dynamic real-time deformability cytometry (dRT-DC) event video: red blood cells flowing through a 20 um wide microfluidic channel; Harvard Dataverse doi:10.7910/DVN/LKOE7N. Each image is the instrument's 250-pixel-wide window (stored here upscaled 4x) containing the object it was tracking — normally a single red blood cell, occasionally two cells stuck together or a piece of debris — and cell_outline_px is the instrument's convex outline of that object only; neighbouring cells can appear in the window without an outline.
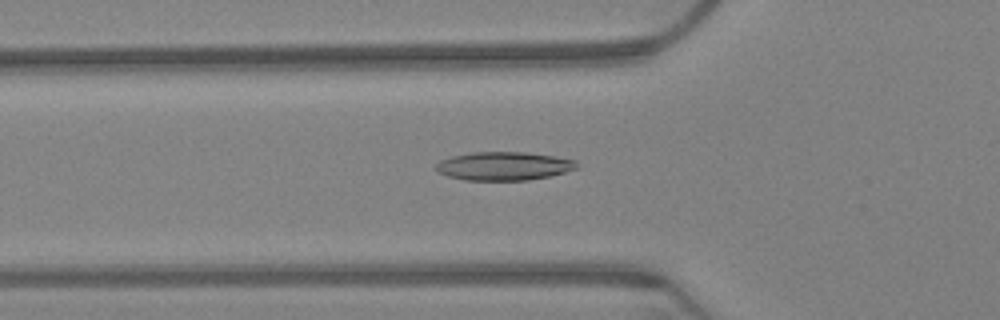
{"species": "Egyptian fruit bat (a non-hibernating species)", "species_latin": "Rousettus aegyptiacus", "temperature_condition": "warm", "stored_images_in_passage": 56, "camera_frame_rate_fps": 3000, "um_per_image_px": 0.085, "animal": {"sex": "female"}, "frame": {"image": 1, "passage_image": 14, "time_ms": 4.333, "image_size_px": [1000, 320], "cell_outline_px": [[576, 168], [564, 172], [548, 176], [528, 180], [464, 180], [448, 176], [436, 172], [436, 164], [440, 160], [452, 156], [472, 152], [524, 152], [552, 156], [576, 160]], "centroid_in_image_um": [42.76, 14.11], "position_along_channel_um": 83.0, "area_um2": 23.18}}
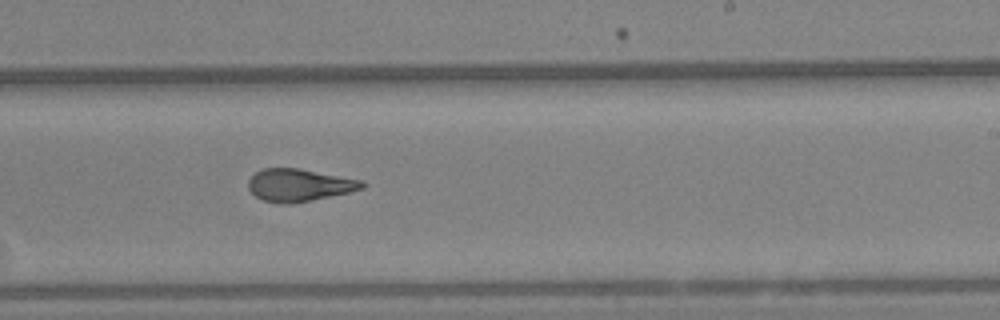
{"frame": {"image": 2, "passage_image": 31, "time_ms": 10.0, "image_size_px": [1000, 320], "cell_outline_px": [[368, 184], [364, 188], [348, 192], [292, 204], [280, 204], [264, 200], [256, 196], [248, 188], [248, 180], [256, 172], [264, 168], [300, 168], [360, 180]], "centroid_in_image_um": [25.42, 15.73], "position_along_channel_um": 263.6, "area_um2": 21.39}}
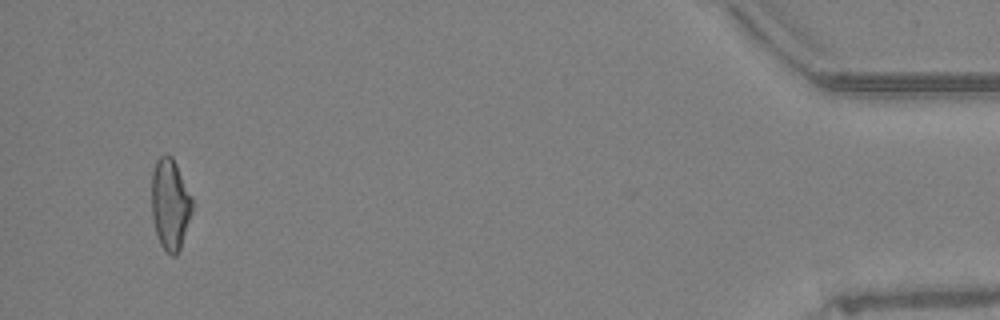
{"frame": {"image": 3, "passage_image": 53, "time_ms": 17.333, "image_size_px": [1000, 320], "cell_outline_px": [[192, 212], [180, 248], [176, 256], [172, 256], [160, 244], [156, 232], [152, 216], [152, 172], [156, 160], [160, 156], [172, 156], [192, 196]], "centroid_in_image_um": [14.46, 17.36], "position_along_channel_um": 420.7, "area_um2": 21.33}, "authors_computed_cell_mechanics": {"area_um2": 21.8773, "velocity_mm_per_s": 3.1914, "shape_relaxation_time_tau1_ms": 11.2346, "shape_relaxation_time_tau2_ms": 2.7679, "deformation_change_tau1": 0.2399, "deformation_change_tau2": 0.1044}}